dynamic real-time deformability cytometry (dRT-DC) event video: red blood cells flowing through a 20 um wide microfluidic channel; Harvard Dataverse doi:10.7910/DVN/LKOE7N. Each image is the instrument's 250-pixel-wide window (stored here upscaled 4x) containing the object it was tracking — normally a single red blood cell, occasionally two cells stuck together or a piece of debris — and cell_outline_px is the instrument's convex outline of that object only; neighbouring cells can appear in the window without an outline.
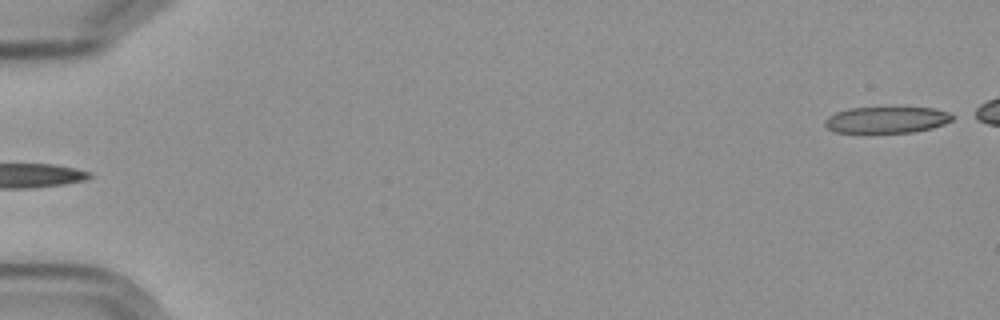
{"species": "Egyptian fruit bat (a non-hibernating species)", "species_latin": "Rousettus aegyptiacus", "temperature_condition": "cold", "stored_images_in_passage": 6, "segment_of_instrument_passage": [2, 2], "camera_frame_rate_fps": 3000, "um_per_image_px": 0.085, "frame": {"image": 1, "passage_image": 6, "time_ms": 5.667, "image_size_px": [1000, 320], "cell_outline_px": [[956, 116], [952, 120], [944, 124], [932, 128], [912, 132], [836, 132], [828, 128], [824, 124], [824, 120], [828, 116], [836, 112], [852, 108], [932, 108], [948, 112]], "centroid_in_image_um": [75.38, 10.19], "position_along_channel_um": 9.6, "area_um2": 19.36}}